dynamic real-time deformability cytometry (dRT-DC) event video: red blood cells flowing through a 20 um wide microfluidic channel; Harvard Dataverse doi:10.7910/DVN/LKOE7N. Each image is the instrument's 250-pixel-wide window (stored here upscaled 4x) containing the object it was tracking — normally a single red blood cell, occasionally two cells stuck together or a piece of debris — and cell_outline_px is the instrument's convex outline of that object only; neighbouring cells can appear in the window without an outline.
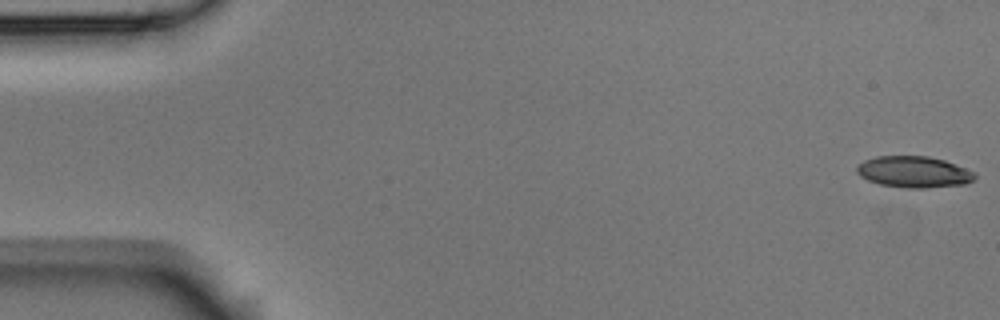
{"species": "Egyptian fruit bat (a non-hibernating species)", "species_latin": "Rousettus aegyptiacus", "temperature_condition": "room temperature", "stored_images_in_passage": 54, "camera_frame_rate_fps": 3000, "um_per_image_px": 0.085, "animal": {"sex": "male"}, "frame": {"image": 1, "passage_image": 1, "time_ms": 0.0, "image_size_px": [1000, 320], "cell_outline_px": [[976, 176], [972, 180], [964, 184], [924, 188], [908, 188], [880, 184], [868, 180], [860, 176], [856, 172], [856, 168], [864, 160], [876, 156], [928, 156], [944, 160], [976, 172]], "centroid_in_image_um": [77.67, 14.61], "position_along_channel_um": 7.3, "area_um2": 21.44}}
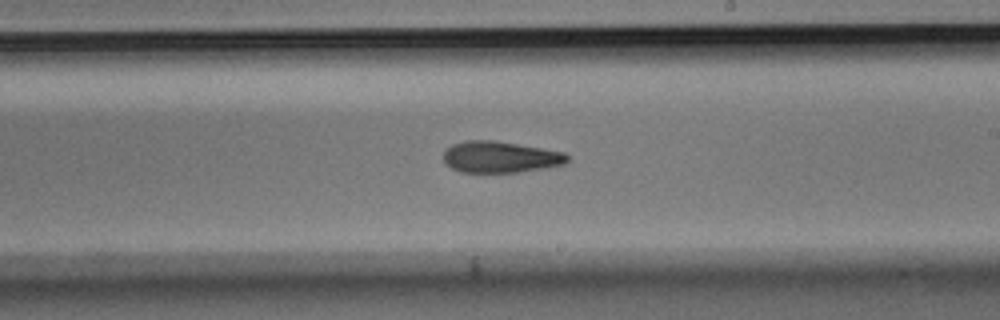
{"frame": {"image": 2, "passage_image": 31, "time_ms": 10.0, "image_size_px": [1000, 320], "cell_outline_px": [[568, 160], [564, 164], [544, 168], [516, 172], [460, 172], [452, 168], [444, 160], [444, 152], [452, 144], [468, 140], [492, 140], [564, 152], [568, 156]], "centroid_in_image_um": [42.51, 13.35], "position_along_channel_um": 246.5, "area_um2": 22.31}}
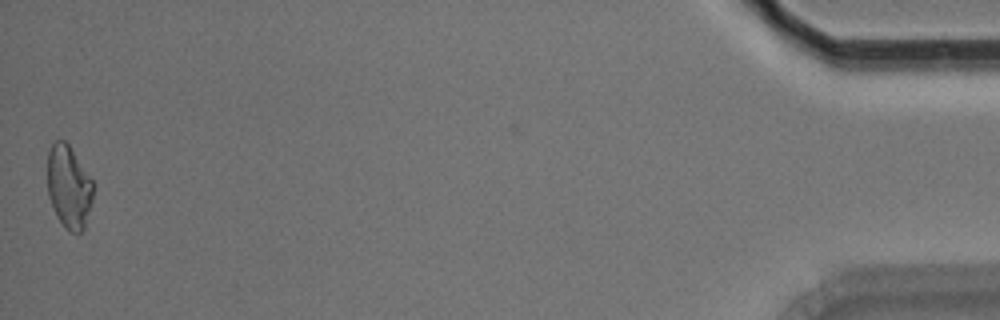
{"frame": {"image": 3, "passage_image": 53, "time_ms": 17.333, "image_size_px": [1000, 320], "cell_outline_px": [[92, 200], [84, 228], [80, 232], [68, 232], [56, 216], [48, 196], [48, 152], [52, 144], [56, 140], [64, 140], [68, 144], [92, 180]], "centroid_in_image_um": [5.83, 15.9], "position_along_channel_um": 429.4, "area_um2": 21.79}, "authors_computed_cell_mechanics": {"area_um2": 22.6576, "velocity_mm_per_s": 3.7767, "shape_relaxation_time_tau1_ms": 4.8118, "shape_relaxation_time_tau2_ms": 5.9158, "deformation_change_tau1": 0.1672, "deformation_change_tau2": 0.1548}}